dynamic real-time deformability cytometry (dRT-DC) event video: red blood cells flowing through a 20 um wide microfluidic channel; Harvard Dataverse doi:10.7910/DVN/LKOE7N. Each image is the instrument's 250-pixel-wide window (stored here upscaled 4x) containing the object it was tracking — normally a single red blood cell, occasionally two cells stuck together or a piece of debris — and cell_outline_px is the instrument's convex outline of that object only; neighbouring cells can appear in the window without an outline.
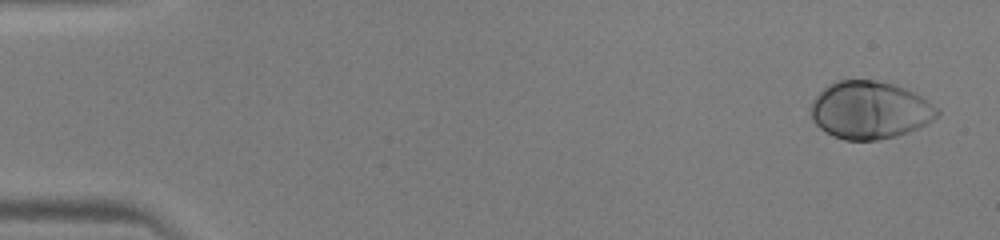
{"species": "human", "species_latin": "Homo sapiens", "temperature_condition": "warm", "stored_images_in_passage": 47, "camera_frame_rate_fps": 3000, "um_per_image_px": 0.085, "donor": {"sex": "male"}, "frame": {"image": 1, "passage_image": 2, "time_ms": 0.333, "image_size_px": [1000, 240], "cell_outline_px": [[940, 116], [908, 132], [896, 136], [876, 140], [844, 140], [832, 136], [824, 132], [812, 120], [808, 112], [808, 108], [812, 100], [828, 84], [836, 80], [876, 80], [892, 84], [904, 88], [928, 100], [940, 112]], "centroid_in_image_um": [73.87, 9.36], "position_along_channel_um": 11.1, "area_um2": 42.66}}
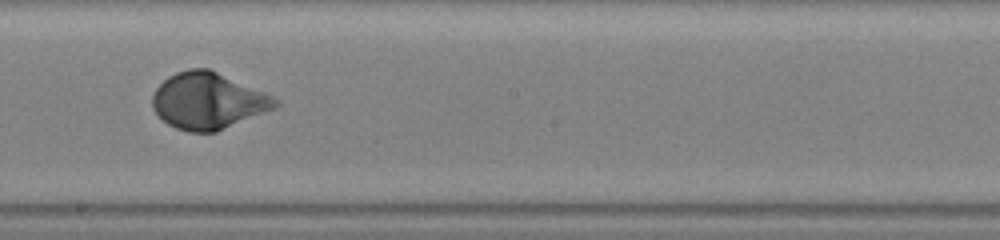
{"frame": {"image": 2, "passage_image": 27, "time_ms": 8.667, "image_size_px": [1000, 240], "cell_outline_px": [[280, 104], [272, 108], [216, 132], [188, 132], [176, 128], [168, 124], [152, 108], [152, 96], [156, 88], [168, 76], [176, 72], [188, 68], [208, 68], [276, 96], [280, 100]], "centroid_in_image_um": [17.68, 8.55], "position_along_channel_um": 230.5, "area_um2": 40.29}}
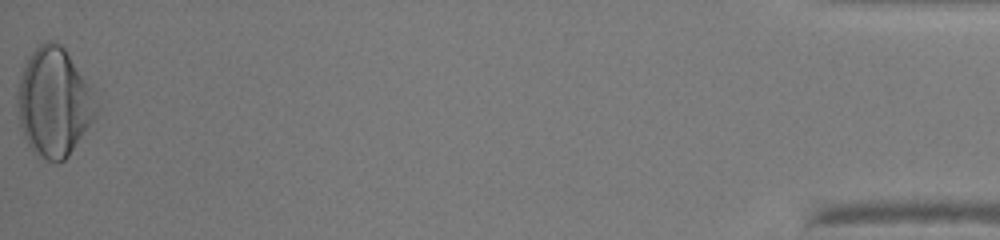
{"frame": {"image": 3, "passage_image": 47, "time_ms": 15.333, "image_size_px": [1000, 240], "cell_outline_px": [[96, 116], [68, 156], [64, 160], [56, 164], [36, 156], [32, 152], [20, 128], [16, 104], [16, 92], [24, 64], [28, 56], [44, 40], [52, 40], [60, 44], [64, 48], [92, 88], [96, 108]], "centroid_in_image_um": [4.54, 8.71], "position_along_channel_um": 430.7, "area_um2": 50.05}}